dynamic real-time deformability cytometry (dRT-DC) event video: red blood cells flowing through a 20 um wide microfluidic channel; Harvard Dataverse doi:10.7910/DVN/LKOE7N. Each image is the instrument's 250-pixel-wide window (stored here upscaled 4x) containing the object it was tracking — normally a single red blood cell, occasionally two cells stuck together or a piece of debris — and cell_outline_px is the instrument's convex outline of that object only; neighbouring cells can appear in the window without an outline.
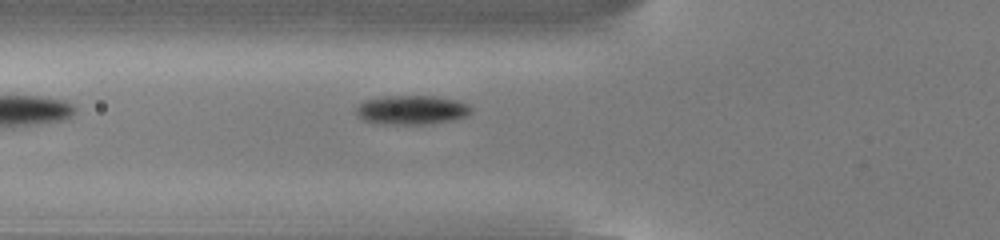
{"species": "common noctule bat (a hibernating species)", "species_latin": "Nyctalus noctula", "temperature_condition": "cold", "stored_images_in_passage": 36, "camera_frame_rate_fps": 3000, "um_per_image_px": 0.085, "animal": {"sex": "male", "body_mass_g": 13.0, "forearm_length_mm": 53.1}, "frame": {"image": 1, "passage_image": 2, "time_ms": 0.333, "image_size_px": [1000, 240], "cell_outline_px": [[472, 112], [464, 116], [452, 120], [424, 124], [380, 124], [364, 120], [356, 112], [356, 108], [364, 100], [380, 96], [436, 96], [456, 100], [468, 104], [472, 108]], "centroid_in_image_um": [34.99, 9.33], "position_along_channel_um": 90.8, "area_um2": 19.48}}
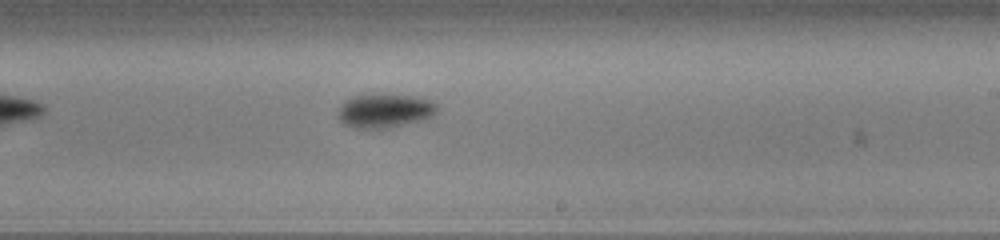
{"frame": {"image": 2, "passage_image": 15, "time_ms": 4.667, "image_size_px": [1000, 240], "cell_outline_px": [[436, 112], [432, 116], [420, 120], [388, 128], [356, 128], [344, 124], [340, 120], [340, 104], [344, 100], [352, 96], [372, 92], [420, 96], [436, 104]], "centroid_in_image_um": [32.68, 9.36], "position_along_channel_um": 256.3, "area_um2": 19.88}}
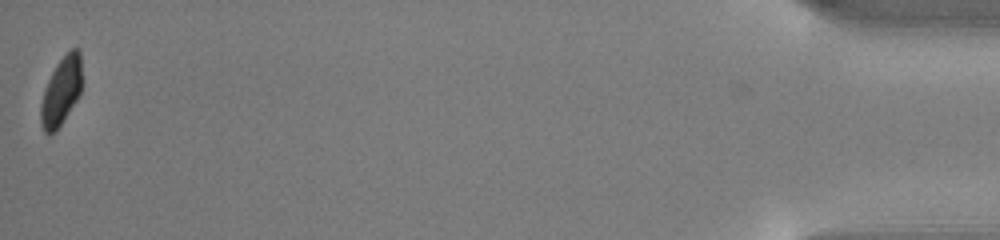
{"frame": {"image": 3, "passage_image": 36, "time_ms": 11.667, "image_size_px": [1000, 240], "cell_outline_px": [[84, 80], [80, 92], [76, 100], [56, 132], [48, 136], [44, 132], [40, 120], [40, 104], [44, 88], [56, 64], [72, 48], [76, 48], [80, 52]], "centroid_in_image_um": [5.21, 7.76], "position_along_channel_um": 430.0, "area_um2": 16.7}}